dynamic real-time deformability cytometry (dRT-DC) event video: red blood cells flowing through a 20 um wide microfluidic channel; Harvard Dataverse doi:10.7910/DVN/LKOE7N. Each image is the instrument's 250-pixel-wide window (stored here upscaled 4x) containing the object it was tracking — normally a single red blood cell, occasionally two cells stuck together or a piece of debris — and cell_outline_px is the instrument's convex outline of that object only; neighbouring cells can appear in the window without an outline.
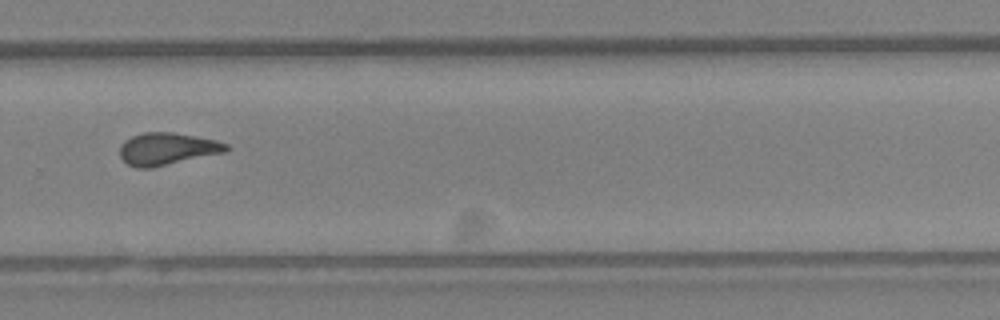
{"species": "Egyptian fruit bat (a non-hibernating species)", "species_latin": "Rousettus aegyptiacus", "temperature_condition": "warm", "stored_images_in_passage": 12, "camera_frame_rate_fps": 3000, "um_per_image_px": 0.085, "animal": {"sex": "female"}, "frame": {"image": 1, "passage_image": 12, "time_ms": 3.667, "image_size_px": [1000, 320], "cell_outline_px": [[232, 148], [228, 152], [152, 168], [136, 168], [128, 164], [120, 156], [120, 144], [124, 140], [132, 136], [144, 132], [172, 132], [216, 140], [228, 144]], "centroid_in_image_um": [14.25, 12.66], "position_along_channel_um": 315.6, "area_um2": 20.29}}